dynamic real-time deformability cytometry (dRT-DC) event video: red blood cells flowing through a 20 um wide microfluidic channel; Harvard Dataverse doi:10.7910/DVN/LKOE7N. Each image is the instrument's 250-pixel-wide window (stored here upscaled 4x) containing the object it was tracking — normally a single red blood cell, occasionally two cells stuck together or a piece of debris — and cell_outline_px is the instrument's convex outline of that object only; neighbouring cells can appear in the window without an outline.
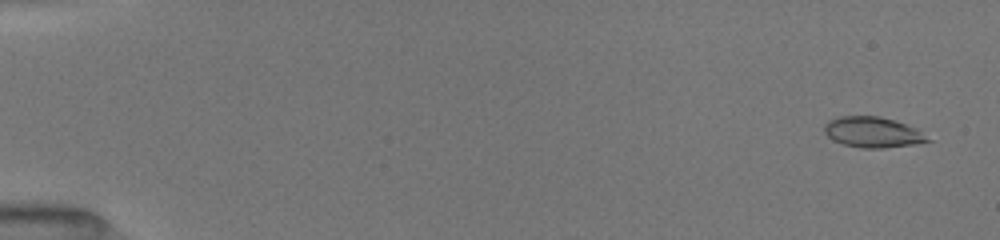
{"species": "common noctule bat (a hibernating species)", "species_latin": "Nyctalus noctula", "temperature_condition": "room temperature", "stored_images_in_passage": 14, "camera_frame_rate_fps": 3000, "um_per_image_px": 0.085, "animal": {"sex": "female", "body_mass_g": 19.5, "forearm_length_mm": 54.1}, "frame": {"image": 1, "passage_image": 3, "time_ms": 0.667, "image_size_px": [1000, 240], "cell_outline_px": [[932, 140], [912, 144], [884, 148], [860, 148], [844, 144], [832, 140], [824, 132], [824, 124], [828, 120], [836, 116], [880, 116], [916, 128]], "centroid_in_image_um": [74.12, 11.23], "position_along_channel_um": 10.9, "area_um2": 18.32}}
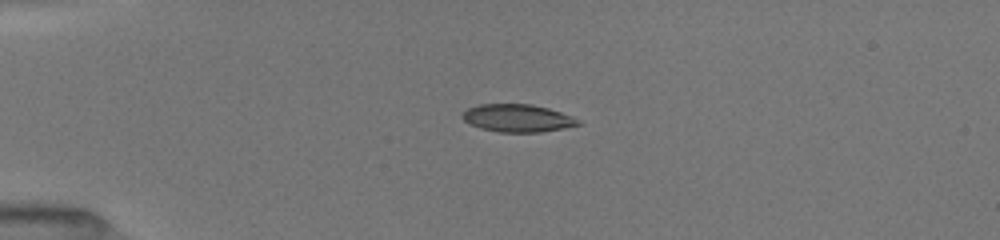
{"frame": {"image": 2, "passage_image": 11, "time_ms": 4.333, "image_size_px": [1000, 240], "cell_outline_px": [[580, 124], [564, 128], [540, 132], [500, 132], [480, 128], [464, 120], [460, 116], [468, 108], [480, 104], [532, 104], [548, 108], [572, 116], [580, 120]], "centroid_in_image_um": [43.99, 10.04], "position_along_channel_um": 41.0, "area_um2": 18.55}}